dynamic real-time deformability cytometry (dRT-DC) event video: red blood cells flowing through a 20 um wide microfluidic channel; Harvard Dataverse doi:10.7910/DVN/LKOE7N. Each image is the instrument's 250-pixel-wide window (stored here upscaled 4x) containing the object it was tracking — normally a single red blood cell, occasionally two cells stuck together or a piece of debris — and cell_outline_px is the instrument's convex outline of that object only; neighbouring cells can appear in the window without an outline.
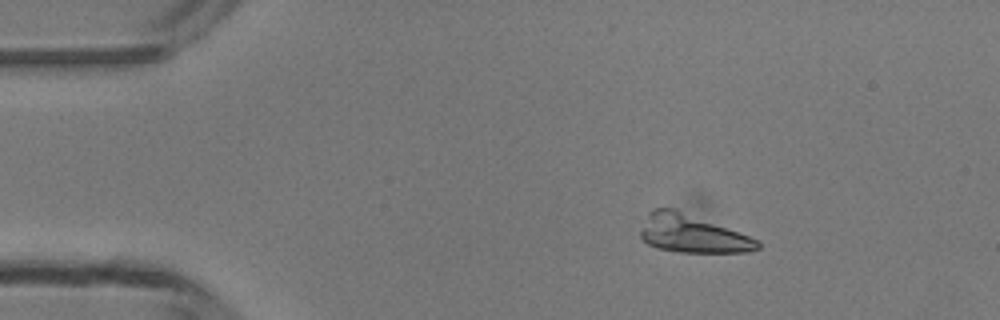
{"species": "common noctule bat (a hibernating species)", "species_latin": "Nyctalus noctula", "temperature_condition": "room temperature", "stored_images_in_passage": 5, "camera_frame_rate_fps": 3000, "um_per_image_px": 0.085, "animal": {"sex": "male", "body_mass_g": 13.3}, "frame": {"image": 1, "passage_image": 2, "time_ms": 1.0, "image_size_px": [1000, 320], "cell_outline_px": [[760, 248], [748, 252], [680, 252], [656, 248], [648, 244], [640, 236], [640, 232], [648, 212], [652, 208], [676, 208], [748, 236], [756, 240], [760, 244]], "centroid_in_image_um": [58.79, 19.86], "position_along_channel_um": 26.2, "area_um2": 25.72}}
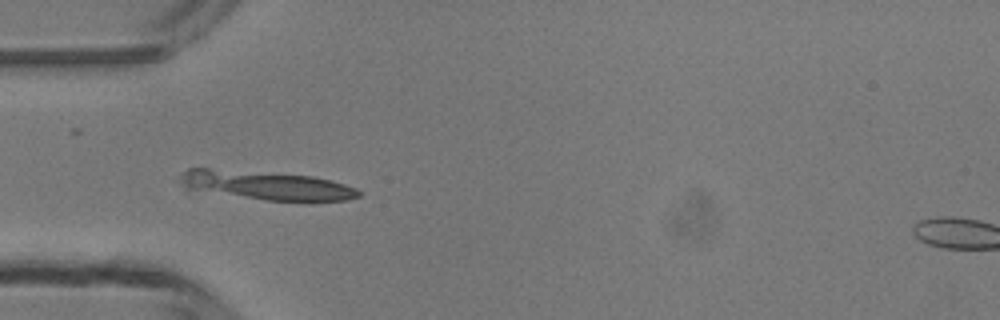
{"frame": {"image": 2, "passage_image": 4, "time_ms": 3.333, "image_size_px": [1000, 320], "cell_outline_px": [[360, 196], [348, 200], [268, 200], [188, 188], [184, 184], [184, 172], [188, 168], [208, 168], [312, 176], [332, 180], [356, 188], [360, 192]], "centroid_in_image_um": [22.76, 15.74], "position_along_channel_um": 62.2, "area_um2": 28.73}}
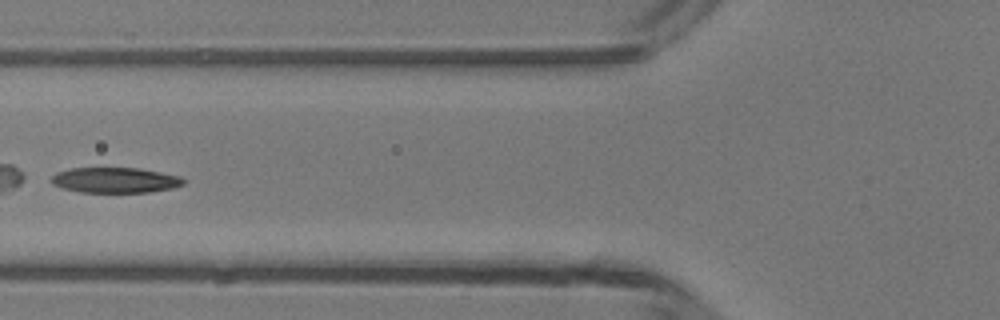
{"frame": {"image": 3, "passage_image": 5, "time_ms": 4.667, "image_size_px": [1000, 320], "cell_outline_px": [[184, 184], [172, 188], [148, 192], [80, 192], [64, 188], [52, 184], [52, 176], [56, 172], [72, 168], [140, 168], [180, 176], [184, 180]], "centroid_in_image_um": [9.79, 15.31], "position_along_channel_um": 116.0, "area_um2": 19.42}}